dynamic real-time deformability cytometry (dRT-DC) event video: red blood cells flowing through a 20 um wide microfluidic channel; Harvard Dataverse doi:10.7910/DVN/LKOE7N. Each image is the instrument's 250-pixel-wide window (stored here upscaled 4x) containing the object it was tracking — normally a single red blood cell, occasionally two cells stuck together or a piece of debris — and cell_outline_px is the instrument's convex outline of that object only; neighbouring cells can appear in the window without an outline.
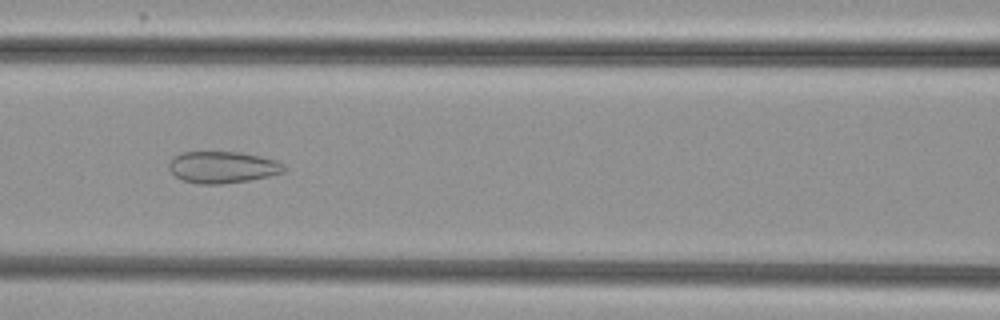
{"species": "common noctule bat (a hibernating species)", "species_latin": "Nyctalus noctula", "temperature_condition": "cold", "stored_images_in_passage": 44, "camera_frame_rate_fps": 3000, "um_per_image_px": 0.085, "animal": {"sex": "female", "body_mass_g": 29.2, "forearm_length_mm": 56.3}, "frame": {"image": 1, "passage_image": 20, "time_ms": 6.333, "image_size_px": [1000, 320], "cell_outline_px": [[288, 168], [284, 172], [268, 176], [248, 180], [220, 184], [196, 184], [180, 180], [168, 168], [168, 164], [172, 156], [180, 152], [240, 152], [260, 156], [276, 160], [284, 164]], "centroid_in_image_um": [18.89, 14.21], "position_along_channel_um": 147.7, "area_um2": 21.5}}
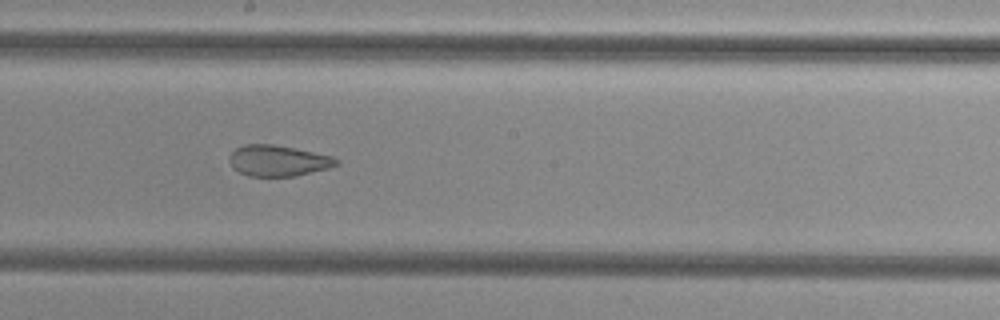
{"frame": {"image": 2, "passage_image": 26, "time_ms": 8.333, "image_size_px": [1000, 320], "cell_outline_px": [[340, 164], [328, 168], [296, 176], [248, 176], [232, 168], [228, 160], [228, 156], [236, 148], [244, 144], [272, 144], [296, 148], [332, 156], [340, 160]], "centroid_in_image_um": [23.63, 13.65], "position_along_channel_um": 224.6, "area_um2": 19.48}}
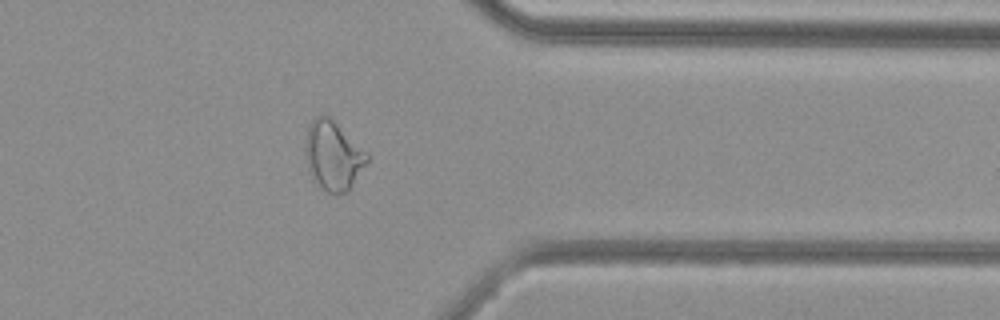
{"frame": {"image": 3, "passage_image": 39, "time_ms": 12.667, "image_size_px": [1000, 320], "cell_outline_px": [[368, 160], [348, 192], [328, 192], [320, 188], [308, 168], [304, 152], [304, 136], [308, 124], [320, 112], [324, 112], [368, 152]], "centroid_in_image_um": [28.28, 13.16], "position_along_channel_um": 383.1, "area_um2": 25.03}}